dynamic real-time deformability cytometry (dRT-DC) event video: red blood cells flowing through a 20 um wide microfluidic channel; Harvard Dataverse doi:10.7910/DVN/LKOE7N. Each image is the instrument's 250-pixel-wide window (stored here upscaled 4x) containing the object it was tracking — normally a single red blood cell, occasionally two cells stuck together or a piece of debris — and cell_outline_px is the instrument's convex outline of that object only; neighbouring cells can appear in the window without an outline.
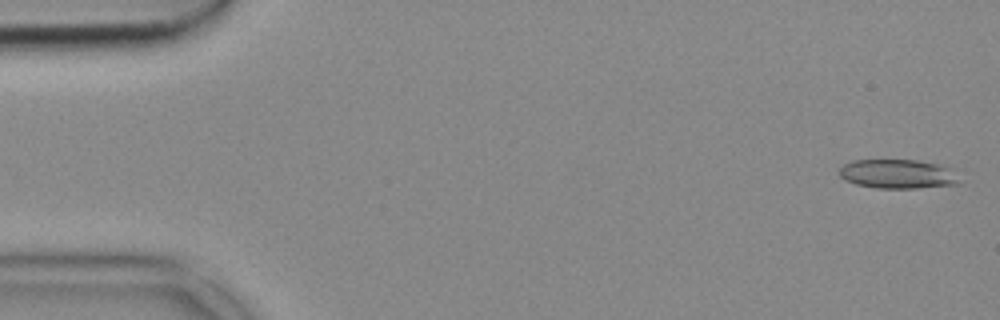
{"species": "common noctule bat (a hibernating species)", "species_latin": "Nyctalus noctula", "temperature_condition": "cold", "stored_images_in_passage": 52, "camera_frame_rate_fps": 3000, "um_per_image_px": 0.085, "animal": {"sex": "female", "body_mass_g": 18.4}, "frame": {"image": 1, "passage_image": 1, "time_ms": 0.0, "image_size_px": [1000, 320], "cell_outline_px": [[960, 184], [916, 188], [876, 188], [856, 184], [844, 180], [840, 176], [840, 168], [844, 164], [852, 160], [916, 160], [936, 164], [952, 168]], "centroid_in_image_um": [76.29, 14.79], "position_along_channel_um": 8.7, "area_um2": 20.35}}
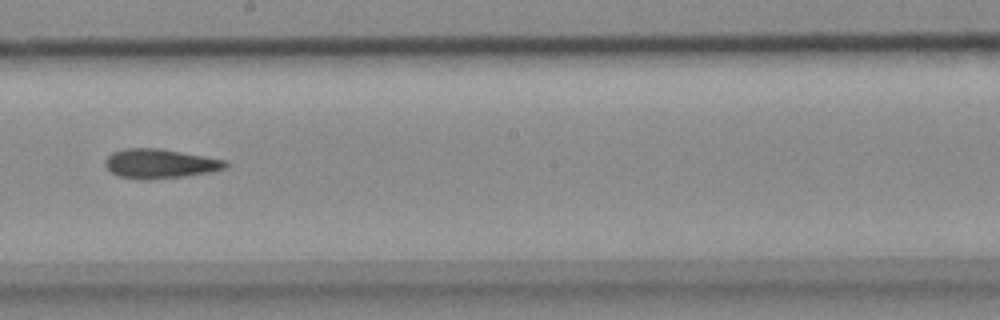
{"frame": {"image": 2, "passage_image": 29, "time_ms": 9.333, "image_size_px": [1000, 320], "cell_outline_px": [[228, 168], [208, 172], [184, 176], [148, 180], [136, 180], [120, 176], [112, 172], [104, 164], [104, 160], [112, 152], [124, 148], [160, 148], [228, 160]], "centroid_in_image_um": [13.6, 13.91], "position_along_channel_um": 234.6, "area_um2": 20.81}}
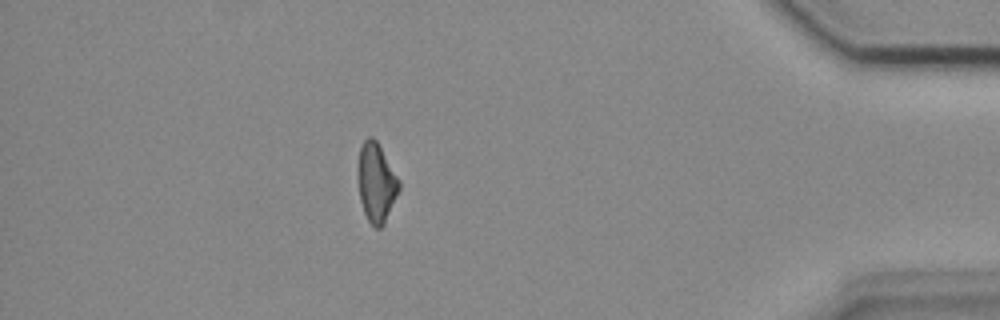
{"frame": {"image": 3, "passage_image": 46, "time_ms": 15.0, "image_size_px": [1000, 320], "cell_outline_px": [[400, 188], [384, 224], [380, 228], [376, 228], [368, 220], [364, 212], [360, 200], [356, 172], [356, 168], [360, 148], [364, 140], [368, 136], [372, 136], [376, 140], [400, 180]], "centroid_in_image_um": [31.96, 15.5], "position_along_channel_um": 403.2, "area_um2": 19.07}}